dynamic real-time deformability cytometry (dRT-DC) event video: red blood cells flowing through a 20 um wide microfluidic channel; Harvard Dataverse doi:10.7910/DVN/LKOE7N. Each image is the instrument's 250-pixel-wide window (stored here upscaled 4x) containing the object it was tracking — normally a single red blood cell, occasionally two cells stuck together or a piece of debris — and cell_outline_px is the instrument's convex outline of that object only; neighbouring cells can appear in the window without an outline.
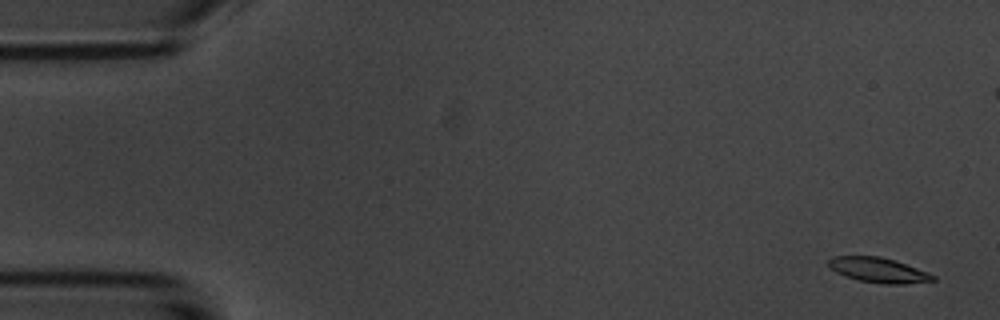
{"species": "common noctule bat (a hibernating species)", "species_latin": "Nyctalus noctula", "temperature_condition": "room temperature", "stored_images_in_passage": 6, "camera_frame_rate_fps": 3000, "um_per_image_px": 0.085, "animal": {"sex": "male", "body_mass_g": 20.1, "forearm_length_mm": 53.5}, "frame": {"image": 1, "passage_image": 1, "time_ms": 0.0, "image_size_px": [1000, 320], "cell_outline_px": [[936, 280], [904, 284], [884, 284], [856, 280], [844, 276], [836, 272], [828, 264], [828, 260], [832, 256], [880, 256], [896, 260], [928, 272], [936, 276]], "centroid_in_image_um": [74.67, 22.96], "position_along_channel_um": 10.3, "area_um2": 15.32}}
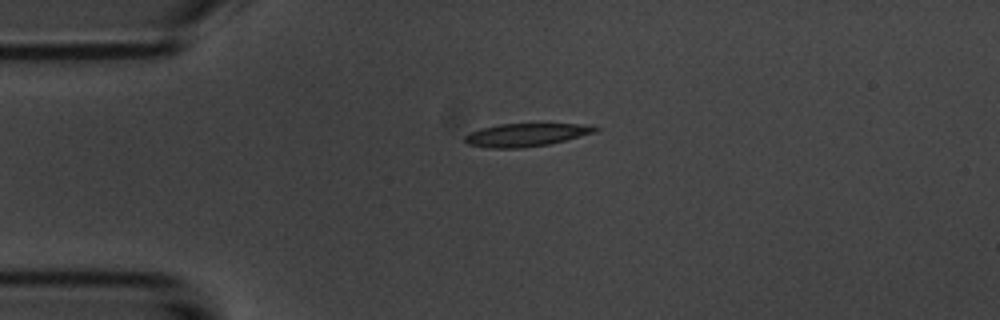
{"frame": {"image": 2, "passage_image": 6, "time_ms": 6.0, "image_size_px": [1000, 320], "cell_outline_px": [[600, 128], [596, 132], [548, 144], [520, 148], [488, 148], [468, 144], [464, 140], [464, 136], [480, 128], [500, 124], [592, 124]], "centroid_in_image_um": [44.72, 11.46], "position_along_channel_um": 40.3, "area_um2": 17.4}}